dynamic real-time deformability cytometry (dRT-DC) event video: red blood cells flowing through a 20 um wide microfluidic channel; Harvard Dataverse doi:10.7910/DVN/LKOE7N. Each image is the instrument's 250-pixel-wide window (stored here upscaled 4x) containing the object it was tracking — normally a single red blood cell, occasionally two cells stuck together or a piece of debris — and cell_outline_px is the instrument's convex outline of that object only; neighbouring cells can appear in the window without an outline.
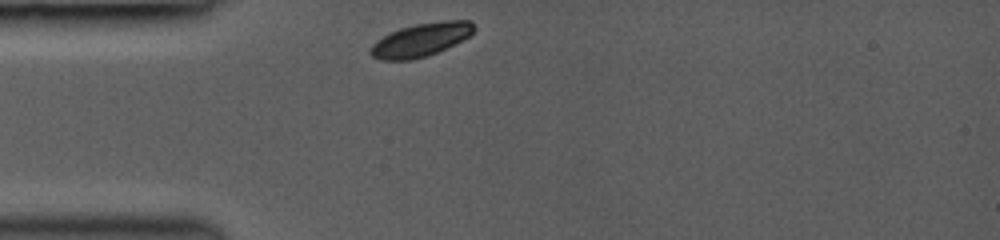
{"species": "common noctule bat (a hibernating species)", "species_latin": "Nyctalus noctula", "temperature_condition": "room temperature", "stored_images_in_passage": 4, "camera_frame_rate_fps": 3000, "um_per_image_px": 0.085, "animal": {"sex": "female", "body_mass_g": 19.0, "forearm_length_mm": 53.3}, "frame": {"image": 1, "passage_image": 1, "time_ms": 0.0, "image_size_px": [1000, 240], "cell_outline_px": [[476, 28], [468, 36], [436, 52], [412, 60], [380, 60], [372, 56], [368, 52], [372, 44], [376, 40], [400, 28], [416, 24], [444, 20], [468, 20]], "centroid_in_image_um": [35.72, 3.38], "position_along_channel_um": 49.3, "area_um2": 19.71}}